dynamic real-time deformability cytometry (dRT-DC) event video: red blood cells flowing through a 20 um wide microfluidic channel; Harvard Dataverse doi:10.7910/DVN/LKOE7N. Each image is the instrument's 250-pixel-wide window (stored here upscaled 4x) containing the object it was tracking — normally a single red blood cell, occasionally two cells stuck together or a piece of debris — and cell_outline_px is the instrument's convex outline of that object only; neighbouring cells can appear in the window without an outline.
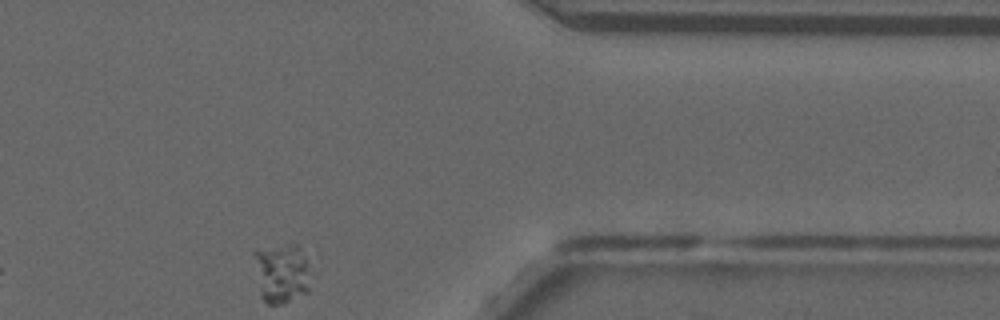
{"species": "common noctule bat (a hibernating species)", "species_latin": "Nyctalus noctula", "temperature_condition": "room temperature", "stored_images_in_passage": 34, "segment_of_instrument_passage": [2, 2], "camera_frame_rate_fps": 3000, "um_per_image_px": 0.085, "animal": {"sex": "male", "forearm_length_mm": 52.5}, "frame": {"image": 1, "passage_image": 34, "time_ms": 11.0, "image_size_px": [1000, 320], "cell_outline_px": [[312, 272], [308, 292], [280, 304], [268, 304], [260, 296], [252, 252], [256, 248], [292, 244], [300, 244]], "centroid_in_image_um": [23.94, 23.18], "position_along_channel_um": 387.5, "area_um2": 20.29}}